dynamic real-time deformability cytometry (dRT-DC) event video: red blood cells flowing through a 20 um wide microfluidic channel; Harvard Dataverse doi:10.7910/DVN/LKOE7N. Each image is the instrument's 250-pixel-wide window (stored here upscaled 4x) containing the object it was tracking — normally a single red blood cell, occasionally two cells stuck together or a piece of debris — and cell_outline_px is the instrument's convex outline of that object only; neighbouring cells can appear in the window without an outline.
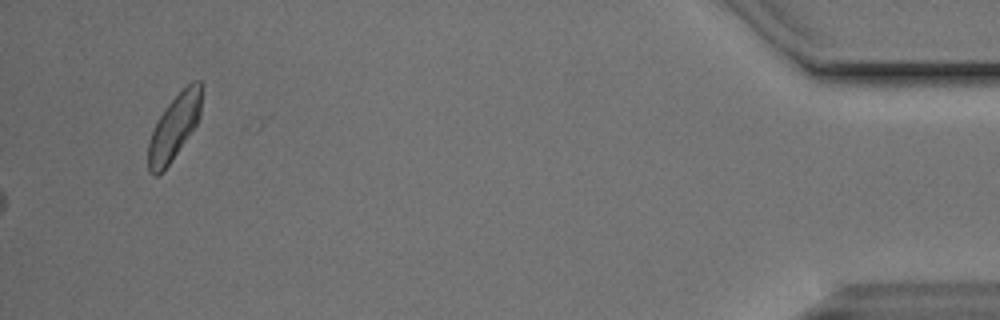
{"species": "Egyptian fruit bat (a non-hibernating species)", "species_latin": "Rousettus aegyptiacus", "temperature_condition": "cold", "stored_images_in_passage": 15, "camera_frame_rate_fps": 3000, "um_per_image_px": 0.085, "animal": {"sex": "male"}, "frame": {"image": 1, "passage_image": 15, "time_ms": 4.667, "image_size_px": [1000, 320], "cell_outline_px": [[204, 84], [200, 116], [196, 124], [172, 160], [156, 176], [152, 176], [148, 172], [148, 144], [152, 132], [160, 116], [168, 104], [192, 80], [200, 80]], "centroid_in_image_um": [14.84, 10.76], "position_along_channel_um": 420.4, "area_um2": 20.06}}